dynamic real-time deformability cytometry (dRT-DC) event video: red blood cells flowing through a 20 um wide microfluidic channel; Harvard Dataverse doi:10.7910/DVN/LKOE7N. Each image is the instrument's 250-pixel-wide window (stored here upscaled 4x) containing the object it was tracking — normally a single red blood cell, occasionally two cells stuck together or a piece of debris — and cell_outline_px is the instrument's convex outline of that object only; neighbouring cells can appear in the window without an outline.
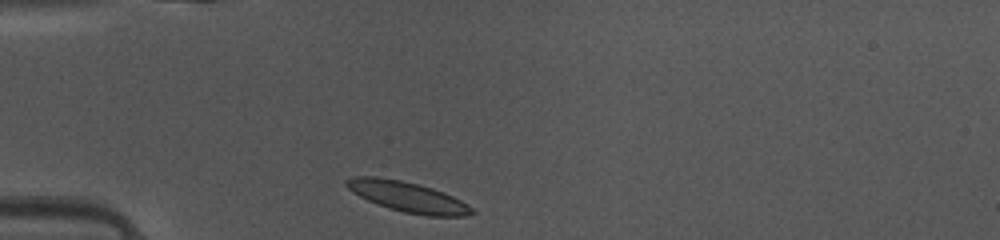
{"species": "common noctule bat (a hibernating species)", "species_latin": "Nyctalus noctula", "temperature_condition": "warm", "stored_images_in_passage": 36, "camera_frame_rate_fps": 3000, "um_per_image_px": 0.085, "animal": {"sex": "female", "body_mass_g": 10.0, "forearm_length_mm": 53.1}, "frame": {"image": 1, "passage_image": 1, "time_ms": 0.0, "image_size_px": [1000, 240], "cell_outline_px": [[476, 212], [464, 216], [428, 216], [404, 212], [368, 200], [352, 192], [344, 184], [344, 180], [352, 176], [376, 176], [400, 180], [432, 188], [444, 192], [460, 200], [472, 208]], "centroid_in_image_um": [34.63, 16.71], "position_along_channel_um": 50.4, "area_um2": 21.85}}
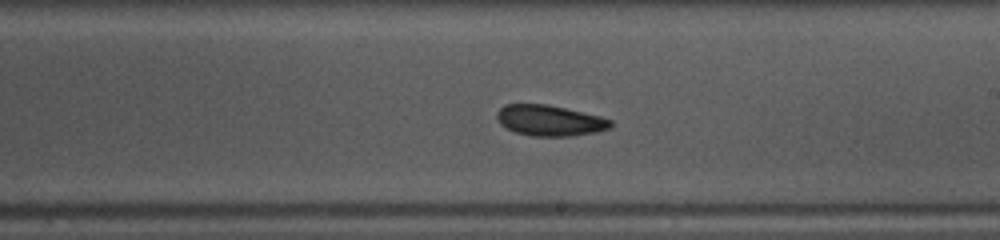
{"frame": {"image": 2, "passage_image": 16, "time_ms": 5.0, "image_size_px": [1000, 240], "cell_outline_px": [[612, 128], [596, 132], [572, 136], [532, 136], [516, 132], [500, 124], [496, 116], [496, 112], [504, 104], [544, 104], [564, 108], [600, 116], [612, 120]], "centroid_in_image_um": [46.73, 10.24], "position_along_channel_um": 242.3, "area_um2": 20.35}}
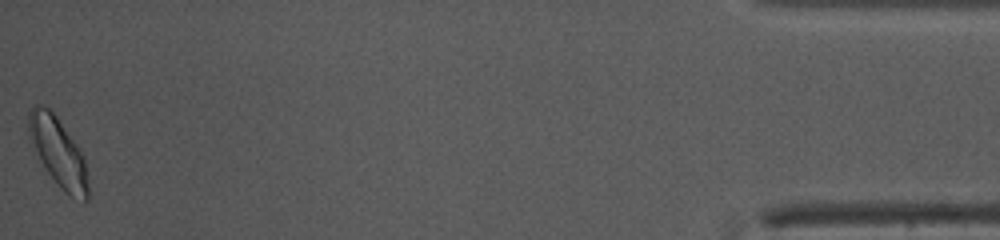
{"frame": {"image": 3, "passage_image": 36, "time_ms": 11.667, "image_size_px": [1000, 240], "cell_outline_px": [[88, 200], [84, 200], [68, 196], [60, 188], [48, 172], [40, 160], [28, 140], [28, 112], [32, 104], [40, 104], [48, 108], [56, 116], [80, 148], [84, 160], [88, 180]], "centroid_in_image_um": [4.91, 12.9], "position_along_channel_um": 430.3, "area_um2": 23.99}}